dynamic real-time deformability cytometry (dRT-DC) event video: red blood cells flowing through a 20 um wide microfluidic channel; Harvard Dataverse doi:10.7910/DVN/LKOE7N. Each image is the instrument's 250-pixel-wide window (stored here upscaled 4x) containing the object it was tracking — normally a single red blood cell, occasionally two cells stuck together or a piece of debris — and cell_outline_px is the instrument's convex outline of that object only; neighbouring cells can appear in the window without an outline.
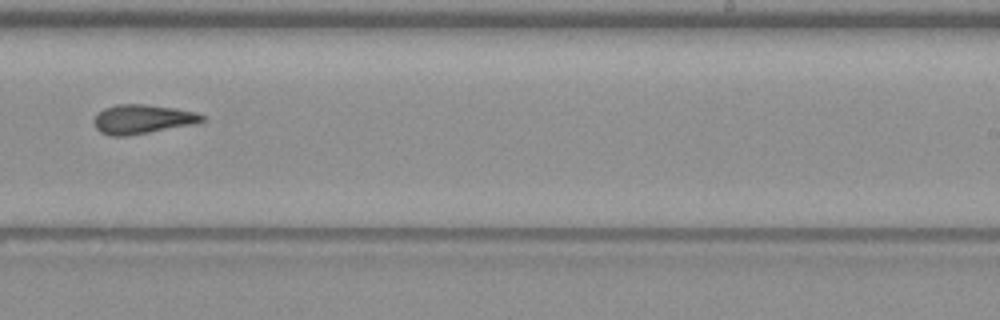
{"species": "common noctule bat (a hibernating species)", "species_latin": "Nyctalus noctula", "temperature_condition": "warm", "stored_images_in_passage": 6, "camera_frame_rate_fps": 3000, "um_per_image_px": 0.085, "animal": {"sex": "female", "body_mass_g": 19.3, "forearm_length_mm": 54.1}, "frame": {"image": 1, "passage_image": 6, "time_ms": 6.0, "image_size_px": [1000, 320], "cell_outline_px": [[208, 120], [196, 124], [128, 136], [108, 136], [100, 132], [96, 128], [92, 120], [104, 108], [116, 104], [144, 104], [172, 108], [196, 112], [204, 116]], "centroid_in_image_um": [12.12, 10.14], "position_along_channel_um": 276.9, "area_um2": 18.55}}